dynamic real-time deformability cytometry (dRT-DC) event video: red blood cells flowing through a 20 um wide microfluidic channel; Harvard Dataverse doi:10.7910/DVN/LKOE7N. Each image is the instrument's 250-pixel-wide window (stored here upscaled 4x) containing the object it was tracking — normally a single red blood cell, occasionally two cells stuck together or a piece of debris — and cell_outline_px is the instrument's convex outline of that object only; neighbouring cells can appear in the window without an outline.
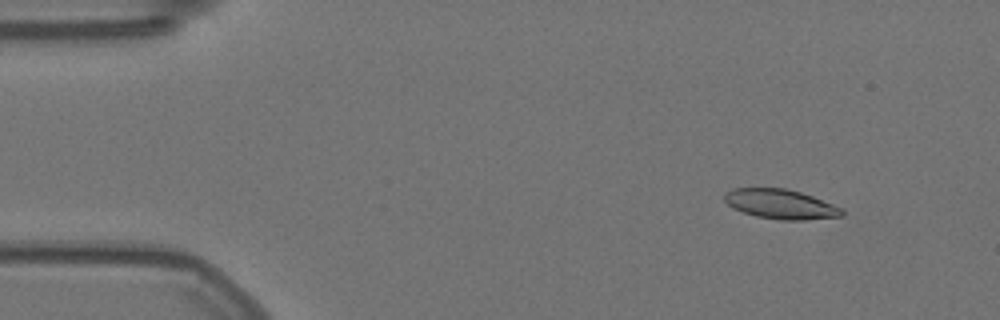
{"species": "Egyptian fruit bat (a non-hibernating species)", "species_latin": "Rousettus aegyptiacus", "temperature_condition": "warm", "stored_images_in_passage": 31, "camera_frame_rate_fps": 3000, "um_per_image_px": 0.085, "animal": {"sex": "female"}, "frame": {"image": 1, "passage_image": 6, "time_ms": 1.667, "image_size_px": [1000, 320], "cell_outline_px": [[844, 216], [804, 220], [780, 220], [756, 216], [732, 208], [724, 200], [724, 192], [732, 188], [784, 188], [800, 192], [812, 196], [844, 208]], "centroid_in_image_um": [66.36, 17.35], "position_along_channel_um": 18.6, "area_um2": 20.4}}
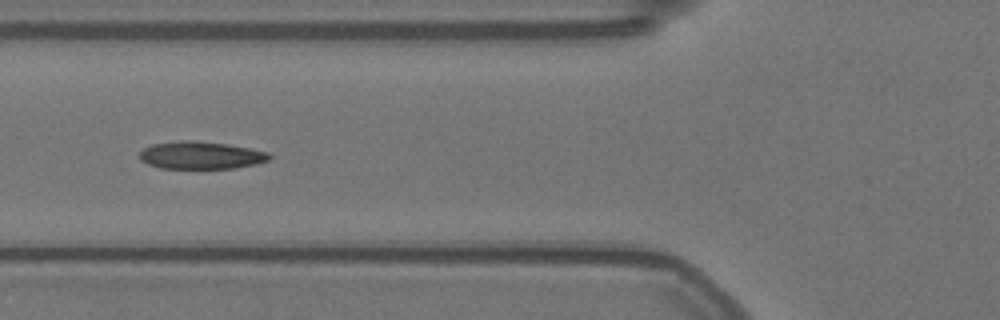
{"frame": {"image": 2, "passage_image": 21, "time_ms": 6.667, "image_size_px": [1000, 320], "cell_outline_px": [[272, 156], [268, 160], [256, 164], [236, 168], [160, 168], [148, 164], [140, 160], [140, 152], [144, 148], [152, 144], [180, 140], [196, 140], [228, 144], [268, 152]], "centroid_in_image_um": [17.07, 13.19], "position_along_channel_um": 108.7, "area_um2": 20.87}}
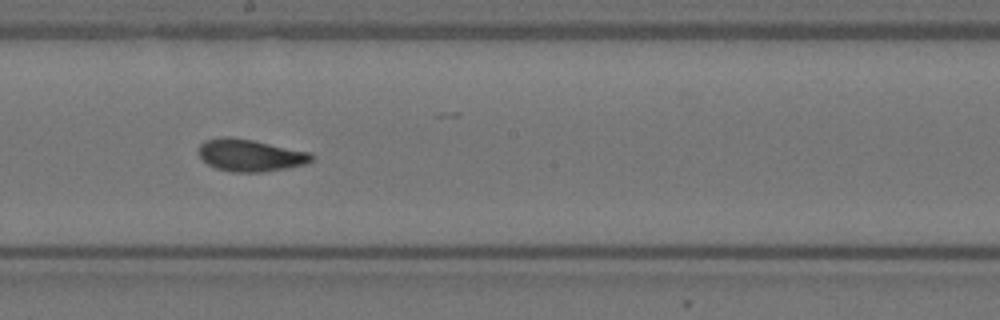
{"frame": {"image": 3, "passage_image": 31, "time_ms": 10.0, "image_size_px": [1000, 320], "cell_outline_px": [[316, 156], [312, 160], [304, 164], [264, 172], [232, 172], [216, 168], [208, 164], [200, 156], [200, 144], [204, 140], [224, 136], [232, 136], [312, 152]], "centroid_in_image_um": [21.29, 13.19], "position_along_channel_um": 226.9, "area_um2": 21.15}}